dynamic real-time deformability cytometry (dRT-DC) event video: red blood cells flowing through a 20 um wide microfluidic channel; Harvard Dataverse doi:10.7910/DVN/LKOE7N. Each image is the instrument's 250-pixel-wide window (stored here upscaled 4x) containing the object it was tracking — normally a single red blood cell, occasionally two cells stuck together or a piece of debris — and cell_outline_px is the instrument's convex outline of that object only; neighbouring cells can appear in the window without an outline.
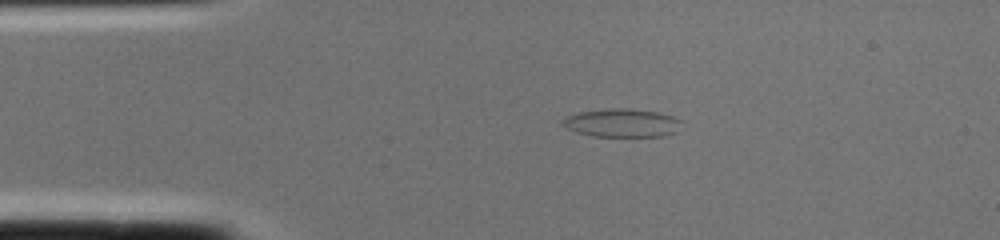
{"species": "common noctule bat (a hibernating species)", "species_latin": "Nyctalus noctula", "temperature_condition": "cold", "stored_images_in_passage": 2, "camera_frame_rate_fps": 3000, "um_per_image_px": 0.085, "animal": {"sex": "female", "body_mass_g": 22.0, "forearm_length_mm": 56.7}, "frame": {"image": 1, "passage_image": 2, "time_ms": 0.333, "image_size_px": [1000, 240], "cell_outline_px": [[684, 120], [676, 132], [664, 136], [592, 136], [576, 132], [560, 124], [568, 116], [580, 112], [608, 108], [628, 108], [660, 112]], "centroid_in_image_um": [52.92, 10.44], "position_along_channel_um": 32.1, "area_um2": 19.71}}